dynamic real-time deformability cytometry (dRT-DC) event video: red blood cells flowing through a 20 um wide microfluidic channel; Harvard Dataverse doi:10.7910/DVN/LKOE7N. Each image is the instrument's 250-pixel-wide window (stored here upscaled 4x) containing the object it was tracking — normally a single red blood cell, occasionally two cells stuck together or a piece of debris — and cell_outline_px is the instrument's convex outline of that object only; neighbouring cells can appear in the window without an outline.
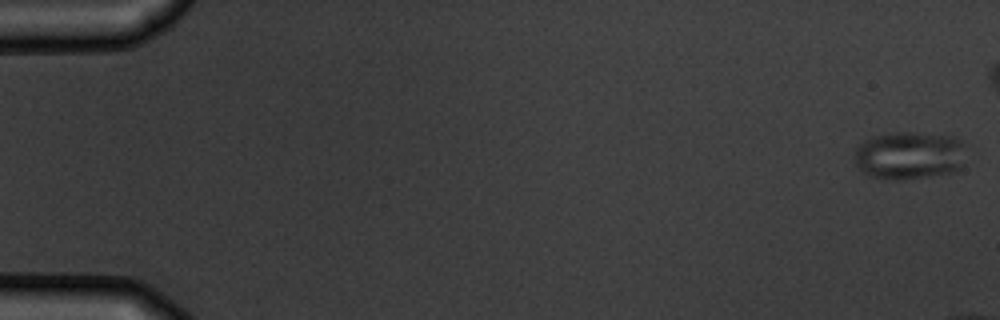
{"species": "common noctule bat (a hibernating species)", "species_latin": "Nyctalus noctula", "temperature_condition": "warm", "stored_images_in_passage": 7, "camera_frame_rate_fps": 3000, "um_per_image_px": 0.085, "animal": {"sex": "male", "body_mass_g": 19.5, "forearm_length_mm": 54.6}, "frame": {"image": 1, "passage_image": 1, "time_ms": 0.0, "image_size_px": [1000, 320], "cell_outline_px": [[964, 144], [960, 168], [956, 172], [900, 180], [892, 180], [872, 176], [864, 172], [856, 164], [856, 148], [864, 140], [872, 136], [896, 132], [916, 132], [956, 136]], "centroid_in_image_um": [77.3, 13.19], "position_along_channel_um": 7.7, "area_um2": 31.1}}